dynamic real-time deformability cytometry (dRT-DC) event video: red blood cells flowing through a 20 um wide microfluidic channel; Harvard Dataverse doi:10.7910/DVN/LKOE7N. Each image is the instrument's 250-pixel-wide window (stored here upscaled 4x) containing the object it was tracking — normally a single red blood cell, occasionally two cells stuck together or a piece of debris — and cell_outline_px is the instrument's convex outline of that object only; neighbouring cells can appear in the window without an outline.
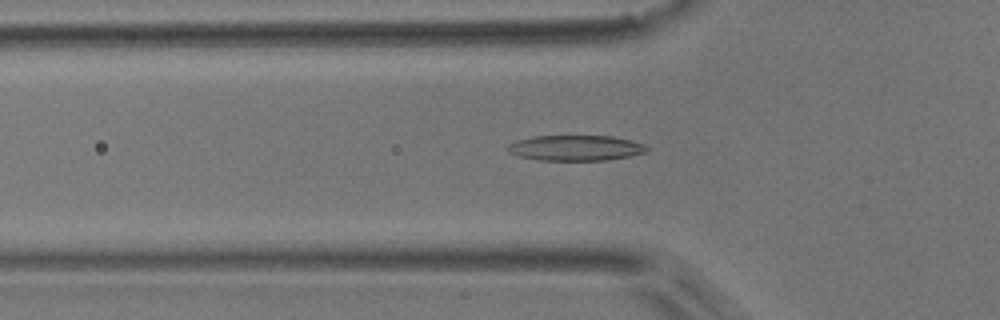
{"species": "common noctule bat (a hibernating species)", "species_latin": "Nyctalus noctula", "temperature_condition": "room temperature", "stored_images_in_passage": 49, "camera_frame_rate_fps": 3000, "um_per_image_px": 0.085, "animal": {"sex": "male", "body_mass_g": 17.9}, "frame": {"image": 1, "passage_image": 13, "time_ms": 4.0, "image_size_px": [1000, 320], "cell_outline_px": [[648, 152], [608, 160], [540, 160], [516, 156], [508, 152], [504, 148], [508, 144], [516, 140], [532, 136], [612, 136], [632, 140], [644, 144], [648, 148]], "centroid_in_image_um": [48.88, 12.57], "position_along_channel_um": 76.9, "area_um2": 20.87}}
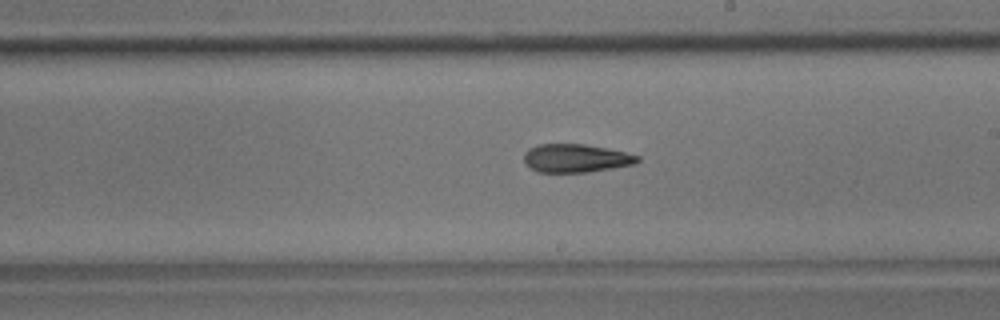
{"frame": {"image": 2, "passage_image": 26, "time_ms": 8.333, "image_size_px": [1000, 320], "cell_outline_px": [[640, 160], [636, 164], [588, 172], [536, 172], [524, 164], [524, 152], [528, 148], [540, 144], [584, 144], [608, 148], [640, 156]], "centroid_in_image_um": [48.93, 13.45], "position_along_channel_um": 240.1, "area_um2": 18.9}}
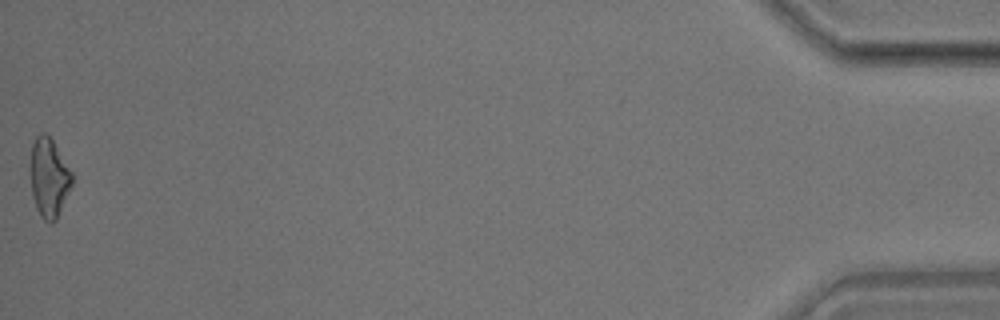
{"frame": {"image": 3, "passage_image": 49, "time_ms": 16.0, "image_size_px": [1000, 320], "cell_outline_px": [[72, 184], [56, 220], [52, 224], [48, 224], [40, 216], [36, 208], [32, 196], [28, 168], [32, 144], [36, 136], [40, 132], [44, 132], [52, 140], [72, 172]], "centroid_in_image_um": [4.11, 15.11], "position_along_channel_um": 431.1, "area_um2": 19.54}, "authors_computed_cell_mechanics": {"area_um2": 19.5364, "velocity_mm_per_s": 3.7425, "shape_relaxation_time_tau1_ms": 8.1343, "shape_relaxation_time_tau2_ms": 7.8945, "deformation_change_tau1": 0.2062, "deformation_change_tau2": 0.2102}}